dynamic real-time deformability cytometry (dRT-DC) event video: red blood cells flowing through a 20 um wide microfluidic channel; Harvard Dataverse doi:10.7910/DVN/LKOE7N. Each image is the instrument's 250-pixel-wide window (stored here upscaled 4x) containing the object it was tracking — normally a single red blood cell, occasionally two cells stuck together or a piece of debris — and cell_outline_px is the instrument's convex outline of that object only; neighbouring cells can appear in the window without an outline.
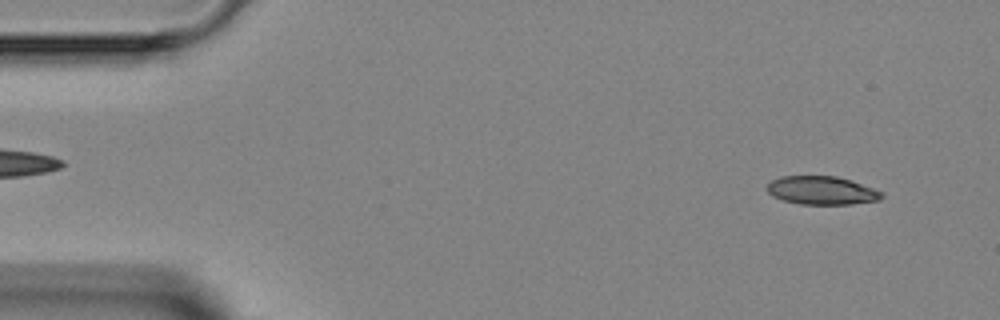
{"species": "Egyptian fruit bat (a non-hibernating species)", "species_latin": "Rousettus aegyptiacus", "temperature_condition": "room temperature", "stored_images_in_passage": 2, "segment_of_instrument_passage": [2, 2], "camera_frame_rate_fps": 3000, "um_per_image_px": 0.085, "animal": {"sex": "female"}, "frame": {"image": 1, "passage_image": 2, "time_ms": 1.333, "image_size_px": [1000, 320], "cell_outline_px": [[884, 196], [880, 200], [852, 204], [800, 204], [784, 200], [772, 196], [764, 188], [772, 180], [780, 176], [836, 176], [852, 180], [884, 192]], "centroid_in_image_um": [69.86, 16.18], "position_along_channel_um": 15.1, "area_um2": 19.13}}